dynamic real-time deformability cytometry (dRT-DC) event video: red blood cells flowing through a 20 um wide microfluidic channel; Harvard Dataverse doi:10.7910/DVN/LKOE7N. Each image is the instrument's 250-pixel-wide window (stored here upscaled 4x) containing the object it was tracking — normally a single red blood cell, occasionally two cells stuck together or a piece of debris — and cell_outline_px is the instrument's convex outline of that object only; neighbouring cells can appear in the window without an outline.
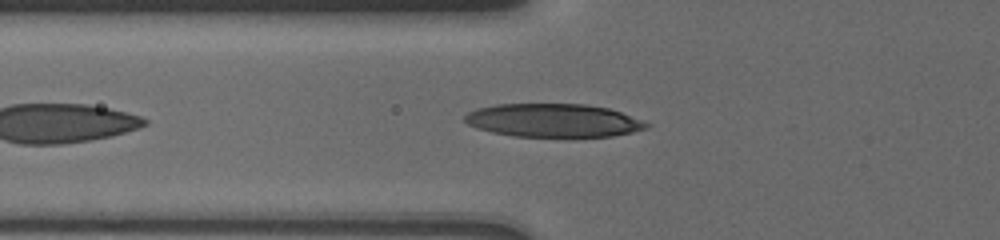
{"species": "human", "species_latin": "Homo sapiens", "temperature_condition": "cold", "stored_images_in_passage": 21, "camera_frame_rate_fps": 3000, "um_per_image_px": 0.085, "donor": {"sex": "male"}, "frame": {"image": 1, "passage_image": 2, "time_ms": 0.667, "image_size_px": [1000, 240], "cell_outline_px": [[652, 124], [648, 128], [632, 132], [612, 136], [512, 136], [492, 132], [476, 128], [468, 124], [464, 120], [464, 116], [468, 112], [476, 108], [496, 104], [588, 104], [608, 108], [620, 112]], "centroid_in_image_um": [47.02, 10.23], "position_along_channel_um": 78.8, "area_um2": 35.26}}
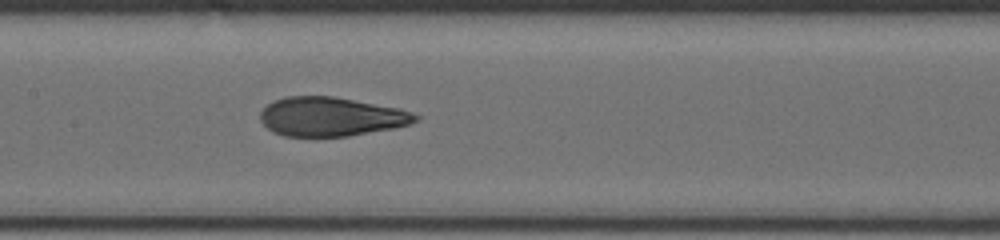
{"frame": {"image": 2, "passage_image": 7, "time_ms": 3.333, "image_size_px": [1000, 240], "cell_outline_px": [[420, 120], [408, 124], [392, 128], [348, 136], [284, 136], [272, 132], [260, 120], [260, 112], [272, 100], [284, 96], [332, 96], [400, 108], [412, 112], [420, 116]], "centroid_in_image_um": [28.12, 9.91], "position_along_channel_um": 179.3, "area_um2": 35.32}}
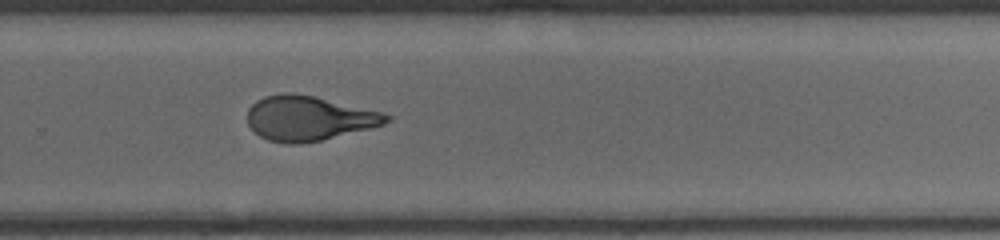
{"frame": {"image": 3, "passage_image": 17, "time_ms": 6.667, "image_size_px": [1000, 240], "cell_outline_px": [[392, 120], [384, 124], [320, 140], [296, 144], [284, 144], [268, 140], [260, 136], [248, 124], [248, 108], [256, 100], [264, 96], [280, 92], [292, 92], [316, 96], [384, 112], [392, 116]], "centroid_in_image_um": [26.23, 10.02], "position_along_channel_um": 303.6, "area_um2": 36.36}}